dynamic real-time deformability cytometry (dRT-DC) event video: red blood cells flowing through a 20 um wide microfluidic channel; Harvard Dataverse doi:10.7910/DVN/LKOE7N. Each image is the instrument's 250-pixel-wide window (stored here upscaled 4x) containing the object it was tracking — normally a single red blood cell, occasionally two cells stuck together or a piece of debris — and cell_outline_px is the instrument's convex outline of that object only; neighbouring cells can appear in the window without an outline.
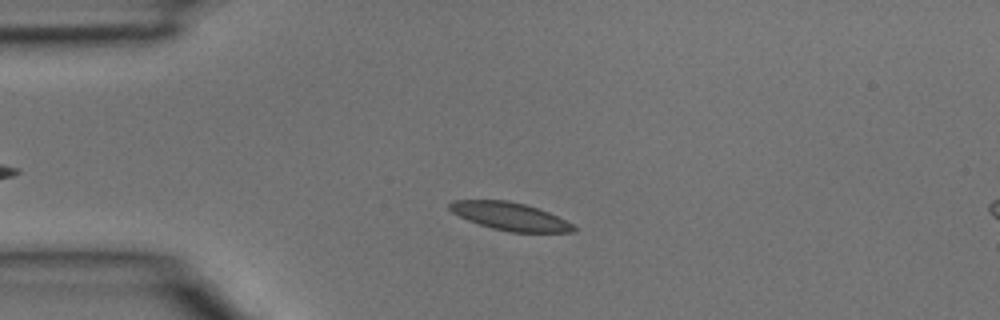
{"species": "common noctule bat (a hibernating species)", "species_latin": "Nyctalus noctula", "temperature_condition": "room temperature", "stored_images_in_passage": 31, "camera_frame_rate_fps": 3000, "um_per_image_px": 0.085, "animal": {"sex": "male", "body_mass_g": 15.6}, "frame": {"image": 1, "passage_image": 8, "time_ms": 2.333, "image_size_px": [1000, 320], "cell_outline_px": [[576, 232], [508, 232], [492, 228], [468, 220], [452, 212], [448, 208], [448, 204], [452, 200], [508, 200], [524, 204], [548, 212], [572, 224], [576, 228]], "centroid_in_image_um": [43.32, 18.39], "position_along_channel_um": 41.7, "area_um2": 19.94}}
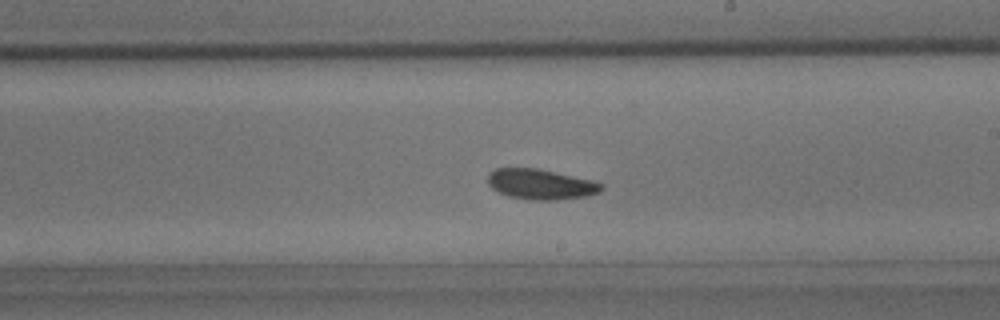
{"frame": {"image": 2, "passage_image": 22, "time_ms": 7.0, "image_size_px": [1000, 320], "cell_outline_px": [[604, 188], [600, 192], [584, 196], [556, 200], [532, 200], [508, 196], [492, 188], [488, 184], [488, 172], [496, 168], [536, 168], [592, 180], [604, 184]], "centroid_in_image_um": [45.96, 15.66], "position_along_channel_um": 243.0, "area_um2": 20.0}}
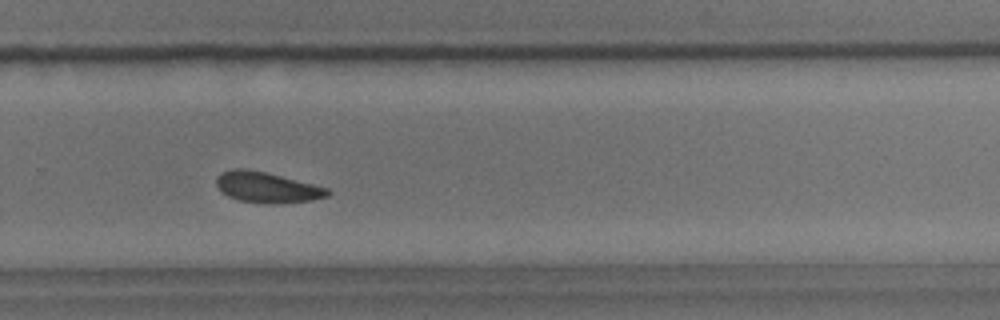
{"frame": {"image": 3, "passage_image": 26, "time_ms": 8.333, "image_size_px": [1000, 320], "cell_outline_px": [[332, 192], [328, 196], [312, 200], [276, 204], [264, 204], [240, 200], [228, 196], [216, 184], [216, 176], [220, 172], [232, 168], [244, 168], [264, 172], [328, 188]], "centroid_in_image_um": [22.68, 15.93], "position_along_channel_um": 307.1, "area_um2": 19.77}}